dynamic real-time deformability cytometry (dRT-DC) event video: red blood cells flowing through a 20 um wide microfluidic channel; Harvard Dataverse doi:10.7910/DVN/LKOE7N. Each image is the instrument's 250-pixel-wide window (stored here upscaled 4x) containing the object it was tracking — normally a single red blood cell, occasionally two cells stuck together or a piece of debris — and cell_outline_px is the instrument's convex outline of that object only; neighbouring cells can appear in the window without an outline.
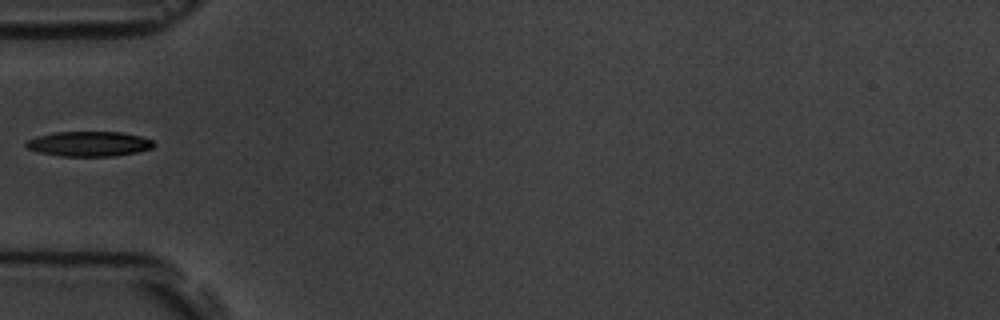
{"species": "common noctule bat (a hibernating species)", "species_latin": "Nyctalus noctula", "temperature_condition": "room temperature", "stored_images_in_passage": 1, "camera_frame_rate_fps": 3000, "um_per_image_px": 0.085, "animal": {"sex": "male", "body_mass_g": 19.5, "forearm_length_mm": 54.6}, "frame": {"image": 1, "passage_image": 1, "time_ms": 0.0, "image_size_px": [1000, 320], "cell_outline_px": [[156, 144], [152, 148], [136, 152], [112, 156], [60, 156], [36, 152], [28, 148], [24, 144], [28, 140], [36, 136], [56, 132], [120, 132], [140, 136], [152, 140]], "centroid_in_image_um": [7.54, 12.23], "position_along_channel_um": 77.5, "area_um2": 18.55}}